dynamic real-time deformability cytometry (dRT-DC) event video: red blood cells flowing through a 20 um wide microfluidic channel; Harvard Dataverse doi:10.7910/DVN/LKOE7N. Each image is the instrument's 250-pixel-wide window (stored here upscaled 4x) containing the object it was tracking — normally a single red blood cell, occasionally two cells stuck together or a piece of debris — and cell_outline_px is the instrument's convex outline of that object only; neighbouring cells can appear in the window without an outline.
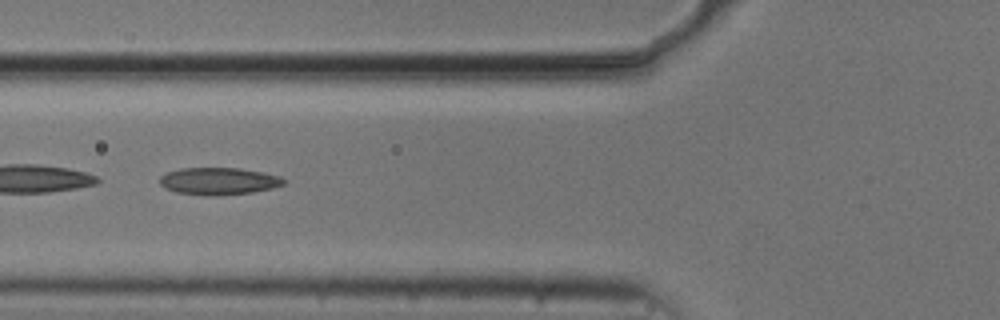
{"species": "common noctule bat (a hibernating species)", "species_latin": "Nyctalus noctula", "temperature_condition": "cold", "stored_images_in_passage": 46, "camera_frame_rate_fps": 3000, "um_per_image_px": 0.085, "animal": {"sex": "male", "body_mass_g": 20.5, "forearm_length_mm": 52.5}, "frame": {"image": 1, "passage_image": 14, "time_ms": 4.333, "image_size_px": [1000, 320], "cell_outline_px": [[284, 184], [272, 188], [252, 192], [216, 196], [212, 196], [176, 192], [164, 188], [160, 184], [160, 176], [168, 172], [180, 168], [240, 168], [280, 176], [284, 180]], "centroid_in_image_um": [18.56, 15.4], "position_along_channel_um": 107.2, "area_um2": 19.54}}
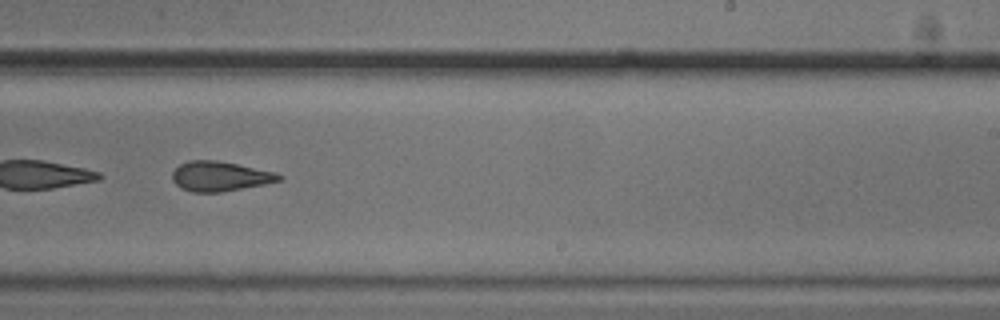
{"frame": {"image": 2, "passage_image": 27, "time_ms": 8.667, "image_size_px": [1000, 320], "cell_outline_px": [[284, 180], [264, 184], [220, 192], [192, 192], [180, 188], [172, 180], [172, 172], [180, 164], [188, 160], [216, 160], [276, 172], [284, 176]], "centroid_in_image_um": [18.7, 14.98], "position_along_channel_um": 270.3, "area_um2": 18.55}, "authors_computed_cell_mechanics": {"area_um2": 19.3052, "velocity_mm_per_s": 3.7574, "shape_relaxation_time_tau1_ms": null, "shape_relaxation_time_tau2_ms": 2.135, "deformation_change_tau1": null, "deformation_change_tau2": 0.1074}}